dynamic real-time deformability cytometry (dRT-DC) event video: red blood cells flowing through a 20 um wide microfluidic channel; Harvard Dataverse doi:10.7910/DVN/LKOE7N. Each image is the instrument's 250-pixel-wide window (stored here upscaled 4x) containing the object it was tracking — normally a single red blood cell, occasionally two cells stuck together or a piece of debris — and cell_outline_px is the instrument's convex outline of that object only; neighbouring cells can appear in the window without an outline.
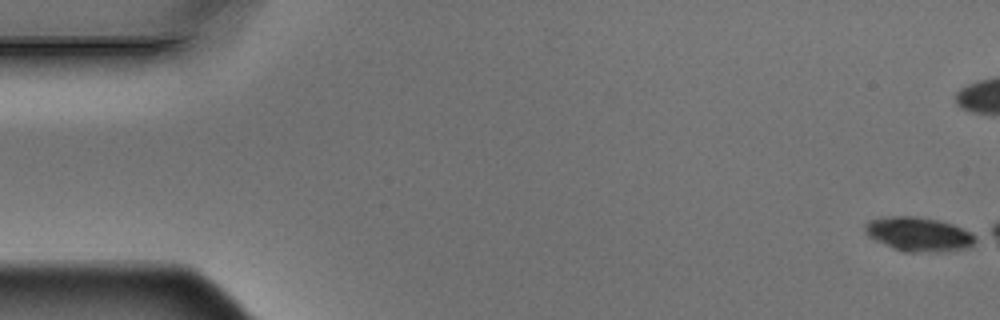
{"species": "Egyptian fruit bat (a non-hibernating species)", "species_latin": "Rousettus aegyptiacus", "temperature_condition": "warm", "stored_images_in_passage": 3, "camera_frame_rate_fps": 3000, "um_per_image_px": 0.085, "animal": {"sex": "male"}, "frame": {"image": 1, "passage_image": 1, "time_ms": 0.0, "image_size_px": [1000, 320], "cell_outline_px": [[976, 240], [972, 244], [964, 248], [940, 252], [904, 252], [884, 244], [868, 236], [864, 232], [864, 224], [868, 220], [884, 216], [916, 216], [936, 220], [952, 224], [976, 236]], "centroid_in_image_um": [78.01, 19.9], "position_along_channel_um": 7.0, "area_um2": 21.85}}